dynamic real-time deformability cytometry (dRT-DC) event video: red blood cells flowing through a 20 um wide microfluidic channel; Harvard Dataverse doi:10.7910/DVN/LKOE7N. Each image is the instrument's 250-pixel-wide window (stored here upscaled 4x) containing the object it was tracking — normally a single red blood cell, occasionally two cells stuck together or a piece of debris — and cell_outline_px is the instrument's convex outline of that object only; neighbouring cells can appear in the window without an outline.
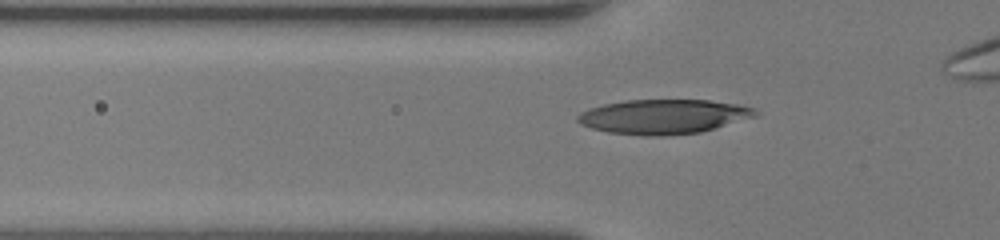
{"species": "human", "species_latin": "Homo sapiens", "temperature_condition": "room temperature", "stored_images_in_passage": 36, "camera_frame_rate_fps": 3000, "um_per_image_px": 0.085, "donor": {"sex": "female"}, "frame": {"image": 1, "passage_image": 7, "time_ms": 2.0, "image_size_px": [1000, 240], "cell_outline_px": [[760, 116], [700, 132], [664, 136], [640, 136], [608, 132], [592, 128], [580, 124], [576, 120], [576, 116], [580, 112], [588, 108], [604, 104], [624, 100], [708, 100], [736, 104], [756, 108], [760, 112]], "centroid_in_image_um": [56.42, 9.91], "position_along_channel_um": 69.4, "area_um2": 36.18}}
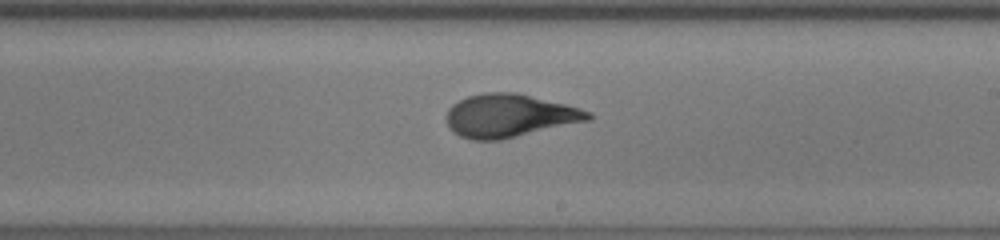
{"frame": {"image": 2, "passage_image": 19, "time_ms": 6.0, "image_size_px": [1000, 240], "cell_outline_px": [[592, 120], [500, 140], [472, 140], [460, 136], [452, 132], [448, 128], [448, 108], [452, 104], [468, 96], [484, 92], [516, 92], [580, 108], [592, 112]], "centroid_in_image_um": [43.31, 9.84], "position_along_channel_um": 245.7, "area_um2": 35.66}}
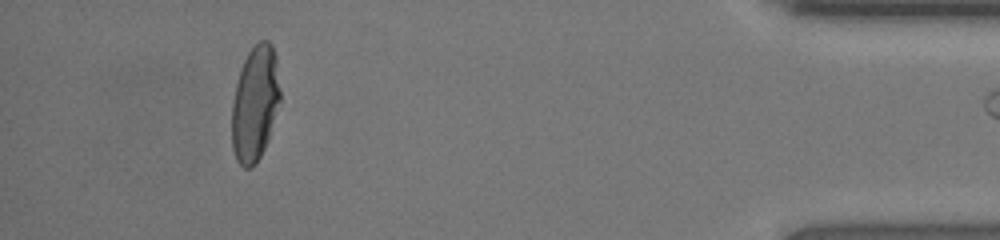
{"frame": {"image": 3, "passage_image": 34, "time_ms": 11.0, "image_size_px": [1000, 240], "cell_outline_px": [[280, 100], [264, 148], [260, 156], [252, 168], [244, 168], [236, 160], [232, 148], [232, 100], [236, 84], [244, 60], [248, 52], [260, 40], [268, 40], [272, 44], [276, 56], [280, 88]], "centroid_in_image_um": [21.67, 8.78], "position_along_channel_um": 413.5, "area_um2": 32.25}, "authors_computed_cell_mechanics": {"area_um2": 34.6511, "velocity_mm_per_s": 4.4677, "shape_relaxation_time_tau1_ms": 7.3047, "shape_relaxation_time_tau2_ms": 0.9438, "deformation_change_tau1": 0.2835, "deformation_change_tau2": 0.0771}}